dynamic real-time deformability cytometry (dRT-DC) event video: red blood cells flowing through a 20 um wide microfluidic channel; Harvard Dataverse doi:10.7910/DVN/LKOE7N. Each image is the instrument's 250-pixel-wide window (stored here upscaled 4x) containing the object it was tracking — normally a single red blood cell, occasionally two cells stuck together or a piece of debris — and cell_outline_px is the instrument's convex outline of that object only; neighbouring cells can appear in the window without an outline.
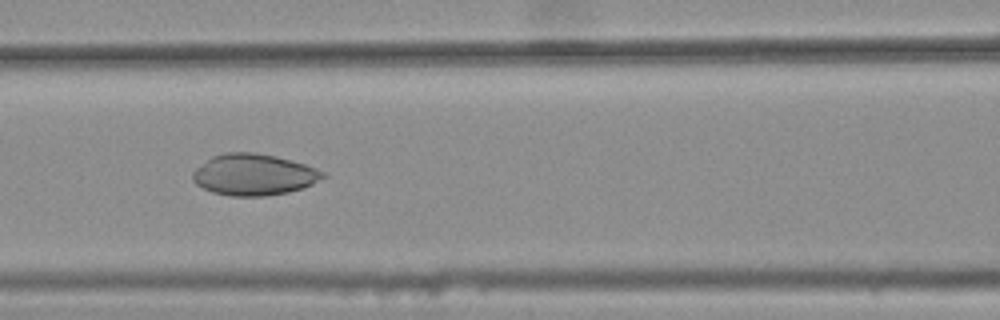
{"species": "common noctule bat (a hibernating species)", "species_latin": "Nyctalus noctula", "temperature_condition": "warm", "stored_images_in_passage": 8, "camera_frame_rate_fps": 3000, "um_per_image_px": 0.085, "animal": {"sex": "female", "body_mass_g": 25.1}, "frame": {"image": 1, "passage_image": 5, "time_ms": 1.333, "image_size_px": [1000, 320], "cell_outline_px": [[328, 176], [312, 184], [288, 192], [264, 196], [232, 196], [212, 192], [196, 184], [192, 180], [192, 172], [196, 168], [212, 156], [224, 152], [252, 152], [276, 156], [304, 164], [316, 168], [324, 172]], "centroid_in_image_um": [21.56, 14.84], "position_along_channel_um": 145.0, "area_um2": 31.33}}
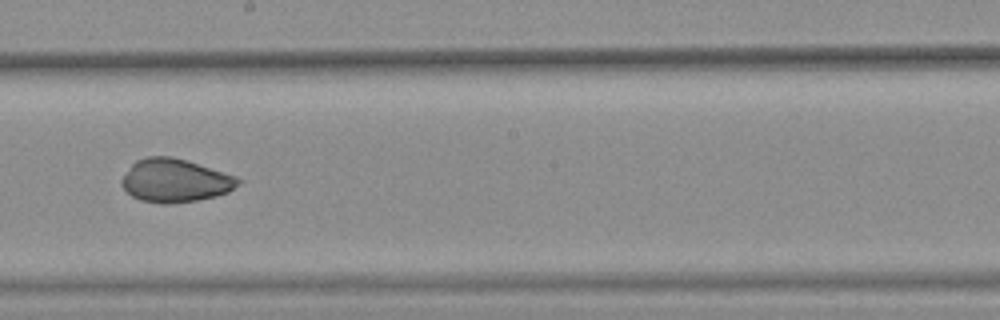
{"frame": {"image": 2, "passage_image": 7, "time_ms": 2.0, "image_size_px": [1000, 320], "cell_outline_px": [[244, 180], [240, 184], [228, 192], [216, 196], [196, 200], [172, 204], [164, 204], [140, 200], [132, 196], [120, 184], [120, 180], [132, 164], [136, 160], [144, 156], [172, 156], [188, 160], [236, 176]], "centroid_in_image_um": [14.89, 15.34], "position_along_channel_um": 233.3, "area_um2": 29.65}}
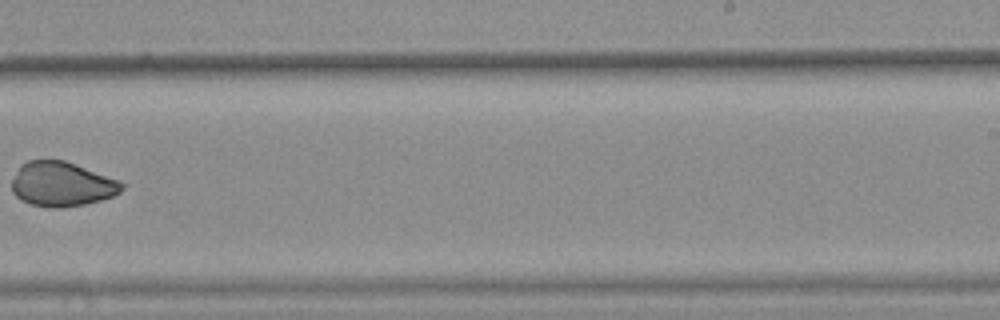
{"frame": {"image": 3, "passage_image": 8, "time_ms": 2.333, "image_size_px": [1000, 320], "cell_outline_px": [[128, 184], [120, 192], [112, 196], [100, 200], [84, 204], [64, 208], [48, 208], [32, 204], [20, 200], [12, 192], [12, 180], [20, 164], [28, 160], [64, 160], [76, 164], [120, 180]], "centroid_in_image_um": [5.27, 15.65], "position_along_channel_um": 283.7, "area_um2": 28.9}}